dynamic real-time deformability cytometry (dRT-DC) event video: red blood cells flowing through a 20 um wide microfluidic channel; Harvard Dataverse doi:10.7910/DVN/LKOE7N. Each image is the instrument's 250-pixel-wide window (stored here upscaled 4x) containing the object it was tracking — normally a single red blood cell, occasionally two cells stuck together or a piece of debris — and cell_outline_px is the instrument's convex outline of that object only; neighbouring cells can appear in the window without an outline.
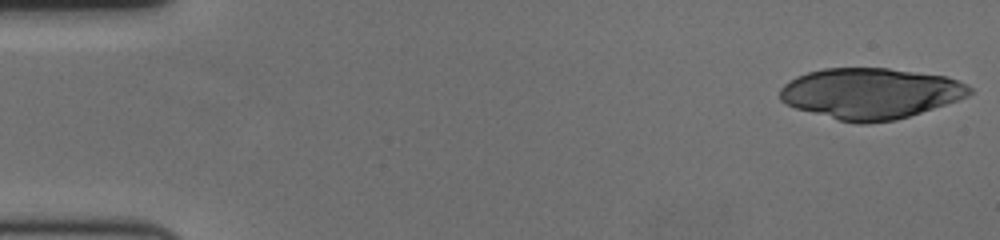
{"species": "human", "species_latin": "Homo sapiens", "temperature_condition": "cold", "stored_images_in_passage": 57, "camera_frame_rate_fps": 3000, "um_per_image_px": 0.085, "donor": {"sex": "female"}, "frame": {"image": 1, "passage_image": 1, "time_ms": 0.0, "image_size_px": [1000, 240], "cell_outline_px": [[972, 92], [968, 96], [896, 120], [868, 124], [856, 124], [840, 120], [796, 108], [780, 100], [780, 88], [784, 84], [796, 76], [808, 72], [824, 68], [888, 68], [944, 76], [968, 84], [972, 88]], "centroid_in_image_um": [73.97, 7.94], "position_along_channel_um": 11.0, "area_um2": 55.83}}
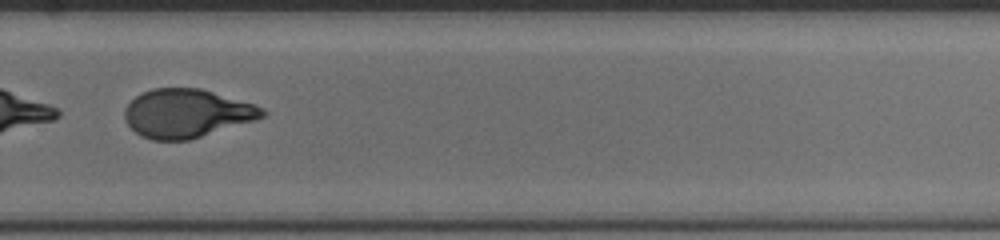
{"frame": {"image": 2, "passage_image": 40, "time_ms": 13.0, "image_size_px": [1000, 240], "cell_outline_px": [[268, 112], [264, 116], [256, 120], [188, 140], [152, 140], [140, 136], [124, 120], [124, 108], [136, 96], [152, 88], [200, 88], [256, 104], [264, 108]], "centroid_in_image_um": [15.88, 9.63], "position_along_channel_um": 313.9, "area_um2": 39.02}}